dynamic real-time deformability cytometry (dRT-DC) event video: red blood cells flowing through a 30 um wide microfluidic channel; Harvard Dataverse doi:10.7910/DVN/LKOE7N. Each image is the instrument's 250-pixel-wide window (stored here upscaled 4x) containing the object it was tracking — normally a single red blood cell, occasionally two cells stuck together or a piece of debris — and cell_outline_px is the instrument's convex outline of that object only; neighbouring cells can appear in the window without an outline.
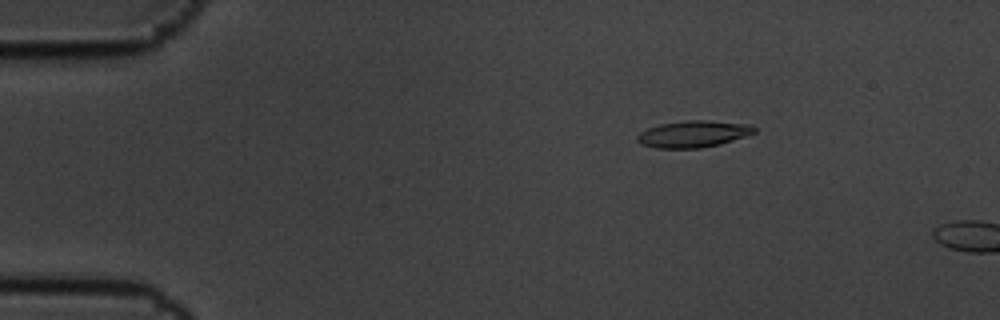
{"species": "common noctule bat (a hibernating species)", "species_latin": "Nyctalus noctula", "temperature_condition": "cold", "stored_images_in_passage": 4, "camera_frame_rate_fps": 3000, "um_per_image_px": 0.085, "animal": {"sex": "male", "body_mass_g": 19.5, "forearm_length_mm": 54.6}, "frame": {"image": 1, "passage_image": 3, "time_ms": 0.667, "image_size_px": [1000, 320], "cell_outline_px": [[756, 132], [720, 144], [700, 148], [656, 148], [640, 144], [636, 140], [636, 136], [640, 132], [648, 128], [660, 124], [688, 120], [708, 120], [752, 124], [756, 128]], "centroid_in_image_um": [58.92, 11.38], "position_along_channel_um": 26.1, "area_um2": 18.26}}